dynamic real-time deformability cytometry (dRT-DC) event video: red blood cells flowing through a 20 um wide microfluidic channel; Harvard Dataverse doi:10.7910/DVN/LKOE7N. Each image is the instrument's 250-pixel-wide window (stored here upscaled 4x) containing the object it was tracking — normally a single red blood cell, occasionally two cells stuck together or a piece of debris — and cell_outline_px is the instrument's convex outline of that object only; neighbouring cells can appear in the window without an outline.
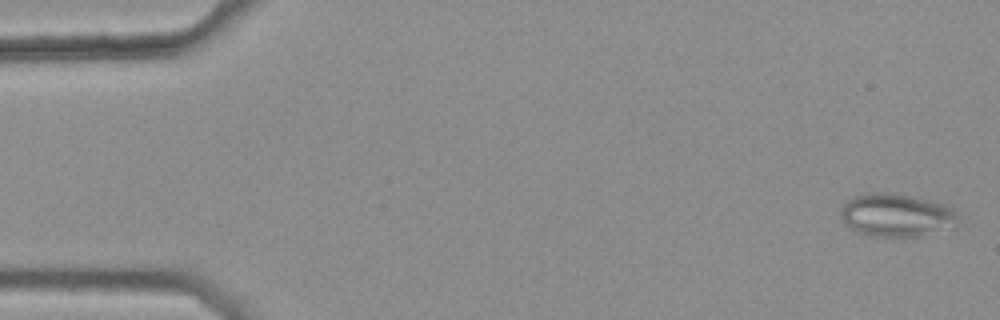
{"species": "common noctule bat (a hibernating species)", "species_latin": "Nyctalus noctula", "temperature_condition": "warm", "stored_images_in_passage": 46, "camera_frame_rate_fps": 3000, "um_per_image_px": 0.085, "animal": {"sex": "female", "body_mass_g": 25.1}, "frame": {"image": 1, "passage_image": 2, "time_ms": 0.333, "image_size_px": [1000, 320], "cell_outline_px": [[956, 220], [924, 236], [872, 236], [856, 232], [844, 224], [840, 216], [840, 208], [848, 200], [856, 196], [868, 192], [896, 192], [936, 200], [952, 208], [956, 212]], "centroid_in_image_um": [76.09, 18.24], "position_along_channel_um": 8.9, "area_um2": 29.36}}
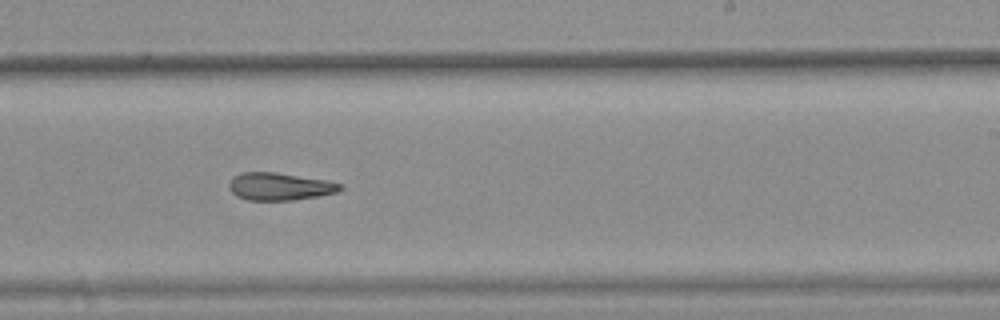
{"frame": {"image": 2, "passage_image": 33, "time_ms": 10.667, "image_size_px": [1000, 320], "cell_outline_px": [[344, 188], [336, 192], [316, 196], [292, 200], [248, 200], [236, 196], [228, 188], [228, 184], [240, 172], [276, 172], [324, 180], [340, 184]], "centroid_in_image_um": [23.73, 15.85], "position_along_channel_um": 265.3, "area_um2": 17.57}}
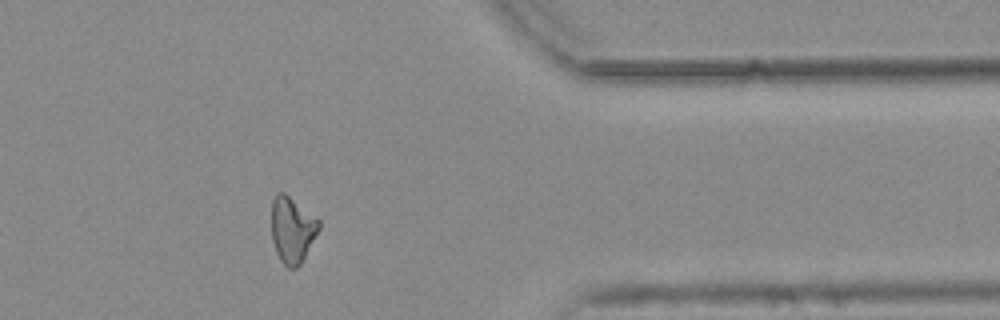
{"frame": {"image": 3, "passage_image": 44, "time_ms": 14.333, "image_size_px": [1000, 320], "cell_outline_px": [[320, 228], [300, 264], [296, 268], [288, 268], [280, 260], [276, 252], [272, 240], [272, 200], [276, 192], [284, 192], [320, 220]], "centroid_in_image_um": [24.83, 19.51], "position_along_channel_um": 386.6, "area_um2": 18.15}, "authors_computed_cell_mechanics": {"area_um2": 19.1029, "velocity_mm_per_s": 3.7895, "shape_relaxation_time_tau1_ms": null, "shape_relaxation_time_tau2_ms": 10.6382, "deformation_change_tau1": null, "deformation_change_tau2": 0.2494}}